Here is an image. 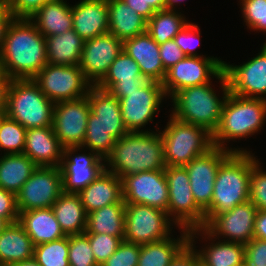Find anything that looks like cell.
I'll list each match as a JSON object with an SVG mask.
<instances>
[{"mask_svg":"<svg viewBox=\"0 0 266 266\" xmlns=\"http://www.w3.org/2000/svg\"><path fill=\"white\" fill-rule=\"evenodd\" d=\"M218 81L221 95L212 88V81L174 93L169 98L173 103L170 115L182 122L204 127L213 135L219 126L224 102L230 93L223 70L219 73Z\"/></svg>","mask_w":266,"mask_h":266,"instance_id":"277c9868","label":"cell"},{"mask_svg":"<svg viewBox=\"0 0 266 266\" xmlns=\"http://www.w3.org/2000/svg\"><path fill=\"white\" fill-rule=\"evenodd\" d=\"M159 47L162 65L165 70H168L185 57V54L176 44L174 39L166 41L165 43L159 45Z\"/></svg>","mask_w":266,"mask_h":266,"instance_id":"681fc988","label":"cell"},{"mask_svg":"<svg viewBox=\"0 0 266 266\" xmlns=\"http://www.w3.org/2000/svg\"><path fill=\"white\" fill-rule=\"evenodd\" d=\"M58 1H64V0H44V4H45L46 2H58Z\"/></svg>","mask_w":266,"mask_h":266,"instance_id":"94428289","label":"cell"},{"mask_svg":"<svg viewBox=\"0 0 266 266\" xmlns=\"http://www.w3.org/2000/svg\"><path fill=\"white\" fill-rule=\"evenodd\" d=\"M167 9L166 0H144V18L148 21L155 12Z\"/></svg>","mask_w":266,"mask_h":266,"instance_id":"db71d44e","label":"cell"},{"mask_svg":"<svg viewBox=\"0 0 266 266\" xmlns=\"http://www.w3.org/2000/svg\"><path fill=\"white\" fill-rule=\"evenodd\" d=\"M239 3L247 29L266 32V0H239Z\"/></svg>","mask_w":266,"mask_h":266,"instance_id":"60d3db41","label":"cell"},{"mask_svg":"<svg viewBox=\"0 0 266 266\" xmlns=\"http://www.w3.org/2000/svg\"><path fill=\"white\" fill-rule=\"evenodd\" d=\"M27 129L6 114L0 115V151L4 154L23 153Z\"/></svg>","mask_w":266,"mask_h":266,"instance_id":"f35d334b","label":"cell"},{"mask_svg":"<svg viewBox=\"0 0 266 266\" xmlns=\"http://www.w3.org/2000/svg\"><path fill=\"white\" fill-rule=\"evenodd\" d=\"M14 18H30L43 4L44 0H4Z\"/></svg>","mask_w":266,"mask_h":266,"instance_id":"c3c4849f","label":"cell"},{"mask_svg":"<svg viewBox=\"0 0 266 266\" xmlns=\"http://www.w3.org/2000/svg\"><path fill=\"white\" fill-rule=\"evenodd\" d=\"M154 131L128 132L116 140L105 159V169L119 178L145 171H164L163 142L157 124Z\"/></svg>","mask_w":266,"mask_h":266,"instance_id":"7a4b0ae2","label":"cell"},{"mask_svg":"<svg viewBox=\"0 0 266 266\" xmlns=\"http://www.w3.org/2000/svg\"><path fill=\"white\" fill-rule=\"evenodd\" d=\"M33 253L32 240L18 222L9 224L0 233V266L31 259Z\"/></svg>","mask_w":266,"mask_h":266,"instance_id":"d6a6232c","label":"cell"},{"mask_svg":"<svg viewBox=\"0 0 266 266\" xmlns=\"http://www.w3.org/2000/svg\"><path fill=\"white\" fill-rule=\"evenodd\" d=\"M23 153L39 167H59L63 147L52 126L29 128Z\"/></svg>","mask_w":266,"mask_h":266,"instance_id":"d4e9b609","label":"cell"},{"mask_svg":"<svg viewBox=\"0 0 266 266\" xmlns=\"http://www.w3.org/2000/svg\"><path fill=\"white\" fill-rule=\"evenodd\" d=\"M252 152H233L219 167L210 206L204 211L205 223L213 216L249 201Z\"/></svg>","mask_w":266,"mask_h":266,"instance_id":"8992f818","label":"cell"},{"mask_svg":"<svg viewBox=\"0 0 266 266\" xmlns=\"http://www.w3.org/2000/svg\"><path fill=\"white\" fill-rule=\"evenodd\" d=\"M140 245L123 240L117 250L100 266H137Z\"/></svg>","mask_w":266,"mask_h":266,"instance_id":"f6af8a7d","label":"cell"},{"mask_svg":"<svg viewBox=\"0 0 266 266\" xmlns=\"http://www.w3.org/2000/svg\"><path fill=\"white\" fill-rule=\"evenodd\" d=\"M10 80L11 79L0 68V115L6 112L7 89Z\"/></svg>","mask_w":266,"mask_h":266,"instance_id":"11a10c76","label":"cell"},{"mask_svg":"<svg viewBox=\"0 0 266 266\" xmlns=\"http://www.w3.org/2000/svg\"><path fill=\"white\" fill-rule=\"evenodd\" d=\"M45 37L28 18H13L0 52V68L12 79H33L47 64Z\"/></svg>","mask_w":266,"mask_h":266,"instance_id":"6da1fadb","label":"cell"},{"mask_svg":"<svg viewBox=\"0 0 266 266\" xmlns=\"http://www.w3.org/2000/svg\"><path fill=\"white\" fill-rule=\"evenodd\" d=\"M182 1L185 0H166L167 9L179 11L180 7L178 8V5L180 6Z\"/></svg>","mask_w":266,"mask_h":266,"instance_id":"680465c9","label":"cell"},{"mask_svg":"<svg viewBox=\"0 0 266 266\" xmlns=\"http://www.w3.org/2000/svg\"><path fill=\"white\" fill-rule=\"evenodd\" d=\"M199 238L209 242L196 249L198 248L196 239ZM189 239L198 254L200 266H239L244 263V244L217 240L204 228L190 230Z\"/></svg>","mask_w":266,"mask_h":266,"instance_id":"7402d4cb","label":"cell"},{"mask_svg":"<svg viewBox=\"0 0 266 266\" xmlns=\"http://www.w3.org/2000/svg\"><path fill=\"white\" fill-rule=\"evenodd\" d=\"M127 6L133 8L139 15L144 17V0H123Z\"/></svg>","mask_w":266,"mask_h":266,"instance_id":"9f6ffc18","label":"cell"},{"mask_svg":"<svg viewBox=\"0 0 266 266\" xmlns=\"http://www.w3.org/2000/svg\"><path fill=\"white\" fill-rule=\"evenodd\" d=\"M232 153L231 150L213 146L184 166L189 175L194 201L203 211L211 204L218 169Z\"/></svg>","mask_w":266,"mask_h":266,"instance_id":"d6986e66","label":"cell"},{"mask_svg":"<svg viewBox=\"0 0 266 266\" xmlns=\"http://www.w3.org/2000/svg\"><path fill=\"white\" fill-rule=\"evenodd\" d=\"M69 238L60 239L34 246L33 258L41 266H70L68 260Z\"/></svg>","mask_w":266,"mask_h":266,"instance_id":"74e56055","label":"cell"},{"mask_svg":"<svg viewBox=\"0 0 266 266\" xmlns=\"http://www.w3.org/2000/svg\"><path fill=\"white\" fill-rule=\"evenodd\" d=\"M169 266H200L195 248L189 243Z\"/></svg>","mask_w":266,"mask_h":266,"instance_id":"f907efd6","label":"cell"},{"mask_svg":"<svg viewBox=\"0 0 266 266\" xmlns=\"http://www.w3.org/2000/svg\"><path fill=\"white\" fill-rule=\"evenodd\" d=\"M180 237H170L140 245L137 266H169L190 243V230L180 228ZM174 237V238H173Z\"/></svg>","mask_w":266,"mask_h":266,"instance_id":"f546056e","label":"cell"},{"mask_svg":"<svg viewBox=\"0 0 266 266\" xmlns=\"http://www.w3.org/2000/svg\"><path fill=\"white\" fill-rule=\"evenodd\" d=\"M123 51V41L108 33L84 41L79 68L86 79L96 86Z\"/></svg>","mask_w":266,"mask_h":266,"instance_id":"44dd1931","label":"cell"},{"mask_svg":"<svg viewBox=\"0 0 266 266\" xmlns=\"http://www.w3.org/2000/svg\"><path fill=\"white\" fill-rule=\"evenodd\" d=\"M51 209L65 235L86 231L87 212L78 193L62 192Z\"/></svg>","mask_w":266,"mask_h":266,"instance_id":"1f68e13d","label":"cell"},{"mask_svg":"<svg viewBox=\"0 0 266 266\" xmlns=\"http://www.w3.org/2000/svg\"><path fill=\"white\" fill-rule=\"evenodd\" d=\"M125 203L142 204L167 212L168 183L164 171H145L122 179Z\"/></svg>","mask_w":266,"mask_h":266,"instance_id":"ffe728a7","label":"cell"},{"mask_svg":"<svg viewBox=\"0 0 266 266\" xmlns=\"http://www.w3.org/2000/svg\"><path fill=\"white\" fill-rule=\"evenodd\" d=\"M123 51L136 61L144 77L163 82L166 70L162 65L160 47L147 32L123 41Z\"/></svg>","mask_w":266,"mask_h":266,"instance_id":"cb8c5ba5","label":"cell"},{"mask_svg":"<svg viewBox=\"0 0 266 266\" xmlns=\"http://www.w3.org/2000/svg\"><path fill=\"white\" fill-rule=\"evenodd\" d=\"M125 203L106 205L87 214L84 233L124 237Z\"/></svg>","mask_w":266,"mask_h":266,"instance_id":"d590c367","label":"cell"},{"mask_svg":"<svg viewBox=\"0 0 266 266\" xmlns=\"http://www.w3.org/2000/svg\"><path fill=\"white\" fill-rule=\"evenodd\" d=\"M108 32L125 41L146 32L147 20L123 0H107Z\"/></svg>","mask_w":266,"mask_h":266,"instance_id":"f1b7e54d","label":"cell"},{"mask_svg":"<svg viewBox=\"0 0 266 266\" xmlns=\"http://www.w3.org/2000/svg\"><path fill=\"white\" fill-rule=\"evenodd\" d=\"M10 266H41L33 257L28 260H23L18 263H14Z\"/></svg>","mask_w":266,"mask_h":266,"instance_id":"6f0895ef","label":"cell"},{"mask_svg":"<svg viewBox=\"0 0 266 266\" xmlns=\"http://www.w3.org/2000/svg\"><path fill=\"white\" fill-rule=\"evenodd\" d=\"M0 218L9 224L18 222L19 218L16 195L2 188H0Z\"/></svg>","mask_w":266,"mask_h":266,"instance_id":"7dc6e473","label":"cell"},{"mask_svg":"<svg viewBox=\"0 0 266 266\" xmlns=\"http://www.w3.org/2000/svg\"><path fill=\"white\" fill-rule=\"evenodd\" d=\"M266 122V100L241 97L233 93L227 96L219 126L212 135L213 146L232 152H252L247 148L227 147L230 141L247 139L263 129Z\"/></svg>","mask_w":266,"mask_h":266,"instance_id":"5b68a950","label":"cell"},{"mask_svg":"<svg viewBox=\"0 0 266 266\" xmlns=\"http://www.w3.org/2000/svg\"><path fill=\"white\" fill-rule=\"evenodd\" d=\"M166 98L162 83L151 80L137 90L126 92V96L119 100V104L122 120L128 132L154 131L146 130V125L153 122Z\"/></svg>","mask_w":266,"mask_h":266,"instance_id":"7c38bea8","label":"cell"},{"mask_svg":"<svg viewBox=\"0 0 266 266\" xmlns=\"http://www.w3.org/2000/svg\"><path fill=\"white\" fill-rule=\"evenodd\" d=\"M88 236L90 247L96 263L100 266L118 248L124 237H117L108 234L85 233Z\"/></svg>","mask_w":266,"mask_h":266,"instance_id":"7bdbcfd3","label":"cell"},{"mask_svg":"<svg viewBox=\"0 0 266 266\" xmlns=\"http://www.w3.org/2000/svg\"><path fill=\"white\" fill-rule=\"evenodd\" d=\"M8 225L9 223L5 219L0 218V233H2Z\"/></svg>","mask_w":266,"mask_h":266,"instance_id":"91938a15","label":"cell"},{"mask_svg":"<svg viewBox=\"0 0 266 266\" xmlns=\"http://www.w3.org/2000/svg\"><path fill=\"white\" fill-rule=\"evenodd\" d=\"M253 153L250 176L249 201L258 209L266 210V171Z\"/></svg>","mask_w":266,"mask_h":266,"instance_id":"b9f144b4","label":"cell"},{"mask_svg":"<svg viewBox=\"0 0 266 266\" xmlns=\"http://www.w3.org/2000/svg\"><path fill=\"white\" fill-rule=\"evenodd\" d=\"M90 112L88 96L54 104L52 128L63 148L82 146Z\"/></svg>","mask_w":266,"mask_h":266,"instance_id":"2e32d148","label":"cell"},{"mask_svg":"<svg viewBox=\"0 0 266 266\" xmlns=\"http://www.w3.org/2000/svg\"><path fill=\"white\" fill-rule=\"evenodd\" d=\"M189 22L180 10L164 9L155 12L147 21L146 32L161 45L174 39Z\"/></svg>","mask_w":266,"mask_h":266,"instance_id":"8d00e7d4","label":"cell"},{"mask_svg":"<svg viewBox=\"0 0 266 266\" xmlns=\"http://www.w3.org/2000/svg\"><path fill=\"white\" fill-rule=\"evenodd\" d=\"M37 167L24 153L3 154L0 156V188L17 195Z\"/></svg>","mask_w":266,"mask_h":266,"instance_id":"e575fe53","label":"cell"},{"mask_svg":"<svg viewBox=\"0 0 266 266\" xmlns=\"http://www.w3.org/2000/svg\"><path fill=\"white\" fill-rule=\"evenodd\" d=\"M70 266H99L93 256L88 236L85 233L68 235Z\"/></svg>","mask_w":266,"mask_h":266,"instance_id":"ab89813d","label":"cell"},{"mask_svg":"<svg viewBox=\"0 0 266 266\" xmlns=\"http://www.w3.org/2000/svg\"><path fill=\"white\" fill-rule=\"evenodd\" d=\"M47 62L53 65H79L84 40L73 30L45 37Z\"/></svg>","mask_w":266,"mask_h":266,"instance_id":"836d02e7","label":"cell"},{"mask_svg":"<svg viewBox=\"0 0 266 266\" xmlns=\"http://www.w3.org/2000/svg\"><path fill=\"white\" fill-rule=\"evenodd\" d=\"M159 132L166 166L184 167L213 147L212 134L204 127L182 122L171 115Z\"/></svg>","mask_w":266,"mask_h":266,"instance_id":"ba28073f","label":"cell"},{"mask_svg":"<svg viewBox=\"0 0 266 266\" xmlns=\"http://www.w3.org/2000/svg\"><path fill=\"white\" fill-rule=\"evenodd\" d=\"M29 19L44 37L73 29L71 4L66 0L46 2Z\"/></svg>","mask_w":266,"mask_h":266,"instance_id":"4dcf8cb0","label":"cell"},{"mask_svg":"<svg viewBox=\"0 0 266 266\" xmlns=\"http://www.w3.org/2000/svg\"><path fill=\"white\" fill-rule=\"evenodd\" d=\"M149 80L144 77L136 61L122 51L113 61L105 77L96 85L100 89L109 91L118 100L144 86Z\"/></svg>","mask_w":266,"mask_h":266,"instance_id":"603a6c76","label":"cell"},{"mask_svg":"<svg viewBox=\"0 0 266 266\" xmlns=\"http://www.w3.org/2000/svg\"><path fill=\"white\" fill-rule=\"evenodd\" d=\"M73 30L84 40L108 33L107 0H80L71 5Z\"/></svg>","mask_w":266,"mask_h":266,"instance_id":"484cf974","label":"cell"},{"mask_svg":"<svg viewBox=\"0 0 266 266\" xmlns=\"http://www.w3.org/2000/svg\"><path fill=\"white\" fill-rule=\"evenodd\" d=\"M253 238L266 241V210H258L254 222Z\"/></svg>","mask_w":266,"mask_h":266,"instance_id":"f5cc1de1","label":"cell"},{"mask_svg":"<svg viewBox=\"0 0 266 266\" xmlns=\"http://www.w3.org/2000/svg\"><path fill=\"white\" fill-rule=\"evenodd\" d=\"M90 114L82 147L106 159L116 140L128 133L120 110L119 100L109 91L92 86L88 92Z\"/></svg>","mask_w":266,"mask_h":266,"instance_id":"3957f363","label":"cell"},{"mask_svg":"<svg viewBox=\"0 0 266 266\" xmlns=\"http://www.w3.org/2000/svg\"><path fill=\"white\" fill-rule=\"evenodd\" d=\"M164 173L168 183L169 218L179 229L203 228L205 213L194 201L186 168L166 166Z\"/></svg>","mask_w":266,"mask_h":266,"instance_id":"9c48e42d","label":"cell"},{"mask_svg":"<svg viewBox=\"0 0 266 266\" xmlns=\"http://www.w3.org/2000/svg\"><path fill=\"white\" fill-rule=\"evenodd\" d=\"M11 11L9 10L6 2L2 0L0 2V52L4 43V38L8 25L13 20Z\"/></svg>","mask_w":266,"mask_h":266,"instance_id":"816d5d0a","label":"cell"},{"mask_svg":"<svg viewBox=\"0 0 266 266\" xmlns=\"http://www.w3.org/2000/svg\"><path fill=\"white\" fill-rule=\"evenodd\" d=\"M78 195L87 214L106 205L125 203L121 178L106 169Z\"/></svg>","mask_w":266,"mask_h":266,"instance_id":"4316f807","label":"cell"},{"mask_svg":"<svg viewBox=\"0 0 266 266\" xmlns=\"http://www.w3.org/2000/svg\"><path fill=\"white\" fill-rule=\"evenodd\" d=\"M124 227L125 241L143 245L170 237L177 225L161 209L125 203Z\"/></svg>","mask_w":266,"mask_h":266,"instance_id":"30bf717a","label":"cell"},{"mask_svg":"<svg viewBox=\"0 0 266 266\" xmlns=\"http://www.w3.org/2000/svg\"><path fill=\"white\" fill-rule=\"evenodd\" d=\"M18 223L29 235L34 246L66 236L51 207L19 211Z\"/></svg>","mask_w":266,"mask_h":266,"instance_id":"83f0119b","label":"cell"},{"mask_svg":"<svg viewBox=\"0 0 266 266\" xmlns=\"http://www.w3.org/2000/svg\"><path fill=\"white\" fill-rule=\"evenodd\" d=\"M222 70L223 60L220 57L185 56L166 70L162 86L169 100L179 90L210 83L214 78L217 80Z\"/></svg>","mask_w":266,"mask_h":266,"instance_id":"4fadbf2b","label":"cell"},{"mask_svg":"<svg viewBox=\"0 0 266 266\" xmlns=\"http://www.w3.org/2000/svg\"><path fill=\"white\" fill-rule=\"evenodd\" d=\"M244 248L246 266H266V241L252 238Z\"/></svg>","mask_w":266,"mask_h":266,"instance_id":"bcb514c9","label":"cell"},{"mask_svg":"<svg viewBox=\"0 0 266 266\" xmlns=\"http://www.w3.org/2000/svg\"><path fill=\"white\" fill-rule=\"evenodd\" d=\"M200 26L198 24H194L193 22H189L175 37L174 40L185 56L191 57H209L206 55H201L199 52L195 50L200 43Z\"/></svg>","mask_w":266,"mask_h":266,"instance_id":"ee69618b","label":"cell"},{"mask_svg":"<svg viewBox=\"0 0 266 266\" xmlns=\"http://www.w3.org/2000/svg\"><path fill=\"white\" fill-rule=\"evenodd\" d=\"M40 90L54 104L79 99L88 95L93 86L79 65H53L47 63L33 78Z\"/></svg>","mask_w":266,"mask_h":266,"instance_id":"8fae6325","label":"cell"},{"mask_svg":"<svg viewBox=\"0 0 266 266\" xmlns=\"http://www.w3.org/2000/svg\"><path fill=\"white\" fill-rule=\"evenodd\" d=\"M258 209L250 202L236 205L233 209L213 215L204 229L216 239L247 244L254 234V222Z\"/></svg>","mask_w":266,"mask_h":266,"instance_id":"ac0fdd59","label":"cell"},{"mask_svg":"<svg viewBox=\"0 0 266 266\" xmlns=\"http://www.w3.org/2000/svg\"><path fill=\"white\" fill-rule=\"evenodd\" d=\"M59 168L62 192L79 193L105 170V160L82 146L66 147Z\"/></svg>","mask_w":266,"mask_h":266,"instance_id":"5bb4252c","label":"cell"},{"mask_svg":"<svg viewBox=\"0 0 266 266\" xmlns=\"http://www.w3.org/2000/svg\"><path fill=\"white\" fill-rule=\"evenodd\" d=\"M62 193L59 167H37L16 195L18 211L50 208Z\"/></svg>","mask_w":266,"mask_h":266,"instance_id":"e0dca14e","label":"cell"},{"mask_svg":"<svg viewBox=\"0 0 266 266\" xmlns=\"http://www.w3.org/2000/svg\"><path fill=\"white\" fill-rule=\"evenodd\" d=\"M223 61L229 92L241 97L266 100V45L260 52L240 65Z\"/></svg>","mask_w":266,"mask_h":266,"instance_id":"9a60e30c","label":"cell"},{"mask_svg":"<svg viewBox=\"0 0 266 266\" xmlns=\"http://www.w3.org/2000/svg\"><path fill=\"white\" fill-rule=\"evenodd\" d=\"M54 103L33 79H12L5 114L26 129L52 126Z\"/></svg>","mask_w":266,"mask_h":266,"instance_id":"52a82bcc","label":"cell"}]
</instances>
